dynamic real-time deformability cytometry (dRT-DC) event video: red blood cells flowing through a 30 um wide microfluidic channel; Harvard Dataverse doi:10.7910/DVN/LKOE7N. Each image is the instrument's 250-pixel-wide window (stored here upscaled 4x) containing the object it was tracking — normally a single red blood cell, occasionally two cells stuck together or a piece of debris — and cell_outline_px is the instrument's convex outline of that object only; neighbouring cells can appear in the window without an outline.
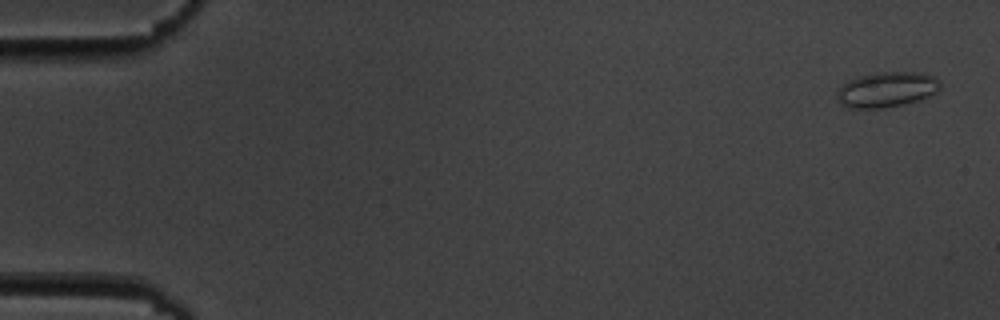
{"species": "common noctule bat (a hibernating species)", "species_latin": "Nyctalus noctula", "temperature_condition": "cold", "stored_images_in_passage": 5, "camera_frame_rate_fps": 3000, "um_per_image_px": 0.085, "animal": {"sex": "male", "body_mass_g": 19.5, "forearm_length_mm": 54.6}, "frame": {"image": 1, "passage_image": 1, "time_ms": 0.0, "image_size_px": [1000, 320], "cell_outline_px": [[940, 88], [936, 92], [920, 100], [904, 104], [884, 108], [848, 108], [840, 104], [836, 96], [836, 92], [848, 80], [860, 76], [880, 72], [920, 72], [936, 76], [940, 80]], "centroid_in_image_um": [75.39, 7.61], "position_along_channel_um": 9.6, "area_um2": 21.39}}
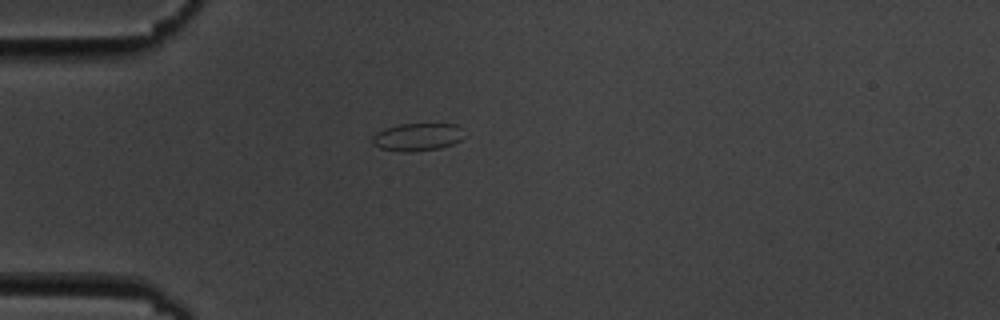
{"frame": {"image": 2, "passage_image": 5, "time_ms": 4.667, "image_size_px": [1000, 320], "cell_outline_px": [[460, 140], [452, 144], [440, 148], [408, 152], [400, 152], [380, 148], [372, 144], [372, 136], [376, 132], [384, 128], [400, 124], [456, 124], [460, 128]], "centroid_in_image_um": [35.39, 11.65], "position_along_channel_um": 49.6, "area_um2": 14.68}}